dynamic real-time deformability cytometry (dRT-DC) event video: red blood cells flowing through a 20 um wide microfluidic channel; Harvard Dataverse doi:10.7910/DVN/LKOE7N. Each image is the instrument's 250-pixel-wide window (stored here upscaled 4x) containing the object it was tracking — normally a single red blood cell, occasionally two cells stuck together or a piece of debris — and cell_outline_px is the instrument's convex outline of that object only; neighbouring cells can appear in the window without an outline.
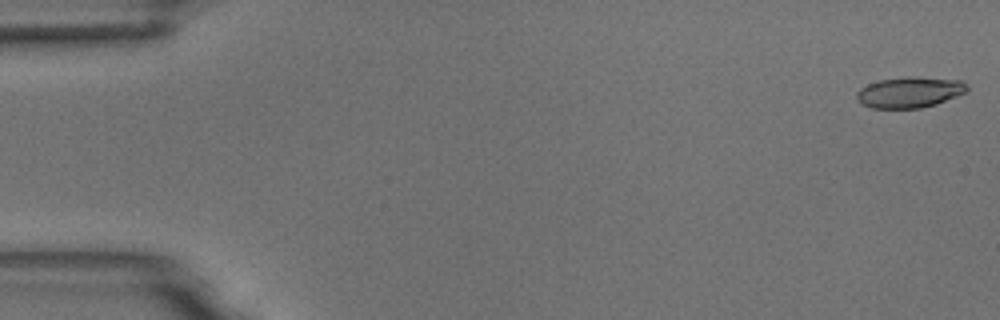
{"species": "common noctule bat (a hibernating species)", "species_latin": "Nyctalus noctula", "temperature_condition": "room temperature", "stored_images_in_passage": 14, "camera_frame_rate_fps": 3000, "um_per_image_px": 0.085, "animal": {"sex": "male", "body_mass_g": 18.8}, "frame": {"image": 1, "passage_image": 1, "time_ms": 0.0, "image_size_px": [1000, 320], "cell_outline_px": [[968, 88], [964, 92], [956, 96], [936, 104], [920, 108], [872, 108], [864, 104], [856, 96], [856, 92], [860, 88], [868, 84], [880, 80], [960, 80], [968, 84]], "centroid_in_image_um": [77.29, 7.91], "position_along_channel_um": 7.7, "area_um2": 18.44}}
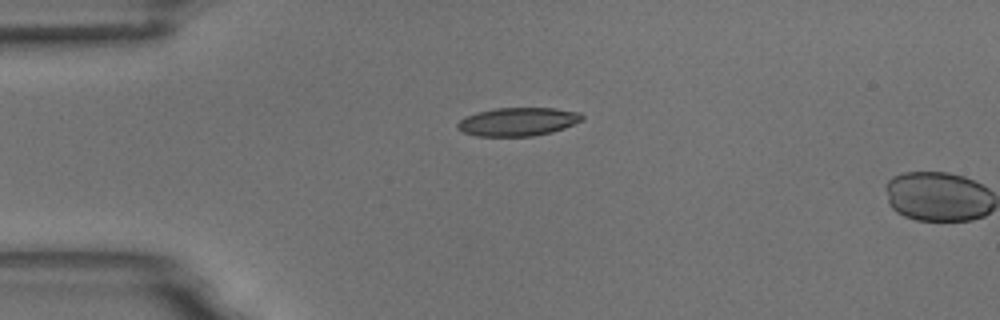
{"frame": {"image": 2, "passage_image": 13, "time_ms": 4.0, "image_size_px": [1000, 320], "cell_outline_px": [[584, 120], [564, 128], [552, 132], [532, 136], [476, 136], [464, 132], [456, 128], [456, 124], [464, 116], [476, 112], [496, 108], [556, 108], [580, 112], [584, 116]], "centroid_in_image_um": [44.03, 10.34], "position_along_channel_um": 41.0, "area_um2": 20.81}}